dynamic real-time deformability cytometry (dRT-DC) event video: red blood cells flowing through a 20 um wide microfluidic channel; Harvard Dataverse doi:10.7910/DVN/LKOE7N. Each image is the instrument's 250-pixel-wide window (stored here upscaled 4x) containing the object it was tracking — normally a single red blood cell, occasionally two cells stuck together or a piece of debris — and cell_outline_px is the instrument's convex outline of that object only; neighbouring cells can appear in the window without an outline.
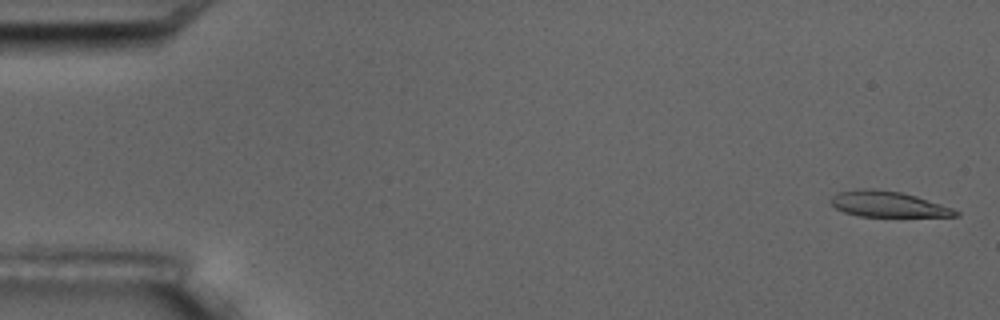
{"species": "common noctule bat (a hibernating species)", "species_latin": "Nyctalus noctula", "temperature_condition": "room temperature", "stored_images_in_passage": 5, "camera_frame_rate_fps": 3000, "um_per_image_px": 0.085, "animal": {"sex": "male", "body_mass_g": 17.5, "forearm_length_mm": 52.3}, "frame": {"image": 1, "passage_image": 1, "time_ms": 0.0, "image_size_px": [1000, 320], "cell_outline_px": [[960, 216], [860, 216], [844, 212], [836, 208], [828, 200], [836, 192], [856, 188], [876, 188], [900, 192], [916, 196], [952, 208], [960, 212]], "centroid_in_image_um": [75.41, 17.33], "position_along_channel_um": 9.6, "area_um2": 18.73}}
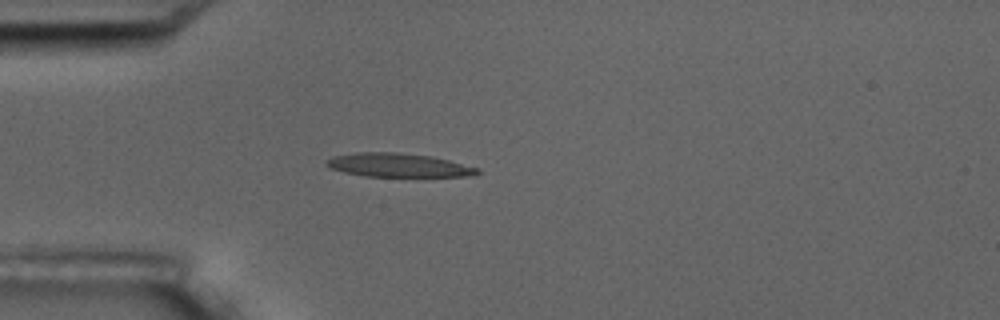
{"frame": {"image": 2, "passage_image": 5, "time_ms": 4.667, "image_size_px": [1000, 320], "cell_outline_px": [[480, 172], [476, 176], [364, 176], [344, 172], [332, 168], [324, 164], [324, 160], [332, 156], [356, 152], [396, 152], [432, 156], [480, 168]], "centroid_in_image_um": [33.85, 14.03], "position_along_channel_um": 51.2, "area_um2": 20.92}}